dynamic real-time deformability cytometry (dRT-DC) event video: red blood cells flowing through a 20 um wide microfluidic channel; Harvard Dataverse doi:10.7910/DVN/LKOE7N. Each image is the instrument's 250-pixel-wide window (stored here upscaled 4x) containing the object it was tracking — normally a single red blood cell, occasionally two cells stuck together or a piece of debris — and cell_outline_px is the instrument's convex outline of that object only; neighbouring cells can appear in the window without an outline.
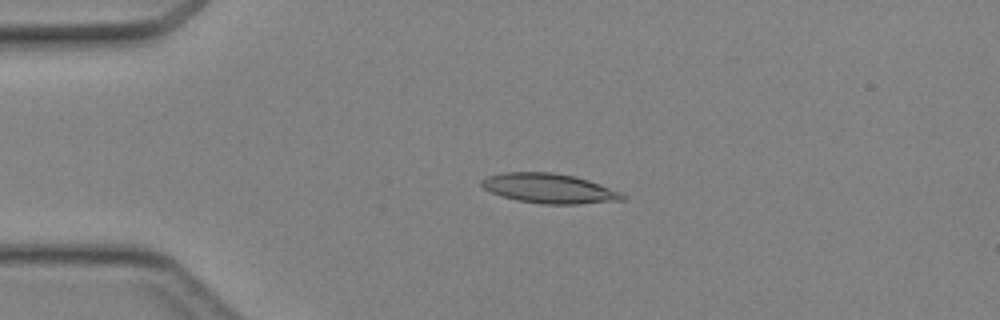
{"species": "Egyptian fruit bat (a non-hibernating species)", "species_latin": "Rousettus aegyptiacus", "temperature_condition": "cold", "stored_images_in_passage": 38, "camera_frame_rate_fps": 3000, "um_per_image_px": 0.085, "animal": {"sex": "female"}, "frame": {"image": 1, "passage_image": 9, "time_ms": 2.667, "image_size_px": [1000, 320], "cell_outline_px": [[624, 200], [580, 204], [544, 204], [520, 200], [504, 196], [492, 192], [484, 188], [480, 184], [480, 180], [488, 176], [504, 172], [552, 172], [576, 176], [600, 184], [620, 192], [624, 196]], "centroid_in_image_um": [46.69, 16.0], "position_along_channel_um": 38.3, "area_um2": 24.16}}
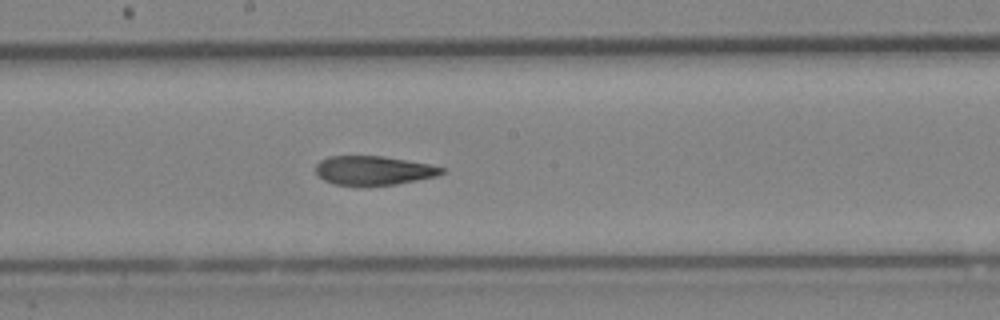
{"frame": {"image": 2, "passage_image": 23, "time_ms": 7.333, "image_size_px": [1000, 320], "cell_outline_px": [[448, 172], [436, 176], [396, 184], [336, 184], [324, 180], [316, 172], [316, 164], [320, 160], [328, 156], [384, 156], [428, 164], [448, 168]], "centroid_in_image_um": [31.8, 14.46], "position_along_channel_um": 216.4, "area_um2": 21.04}}
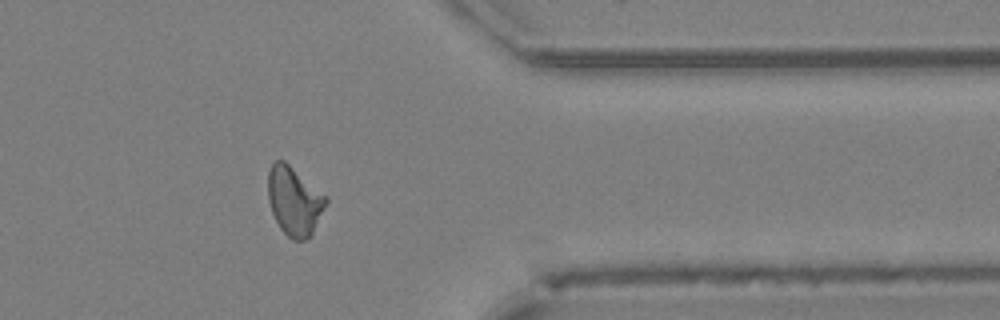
{"frame": {"image": 3, "passage_image": 35, "time_ms": 11.333, "image_size_px": [1000, 320], "cell_outline_px": [[328, 200], [312, 232], [304, 240], [292, 240], [280, 228], [272, 212], [268, 200], [268, 172], [272, 164], [276, 160], [284, 160], [328, 196]], "centroid_in_image_um": [25.01, 17.05], "position_along_channel_um": 386.4, "area_um2": 23.0}}